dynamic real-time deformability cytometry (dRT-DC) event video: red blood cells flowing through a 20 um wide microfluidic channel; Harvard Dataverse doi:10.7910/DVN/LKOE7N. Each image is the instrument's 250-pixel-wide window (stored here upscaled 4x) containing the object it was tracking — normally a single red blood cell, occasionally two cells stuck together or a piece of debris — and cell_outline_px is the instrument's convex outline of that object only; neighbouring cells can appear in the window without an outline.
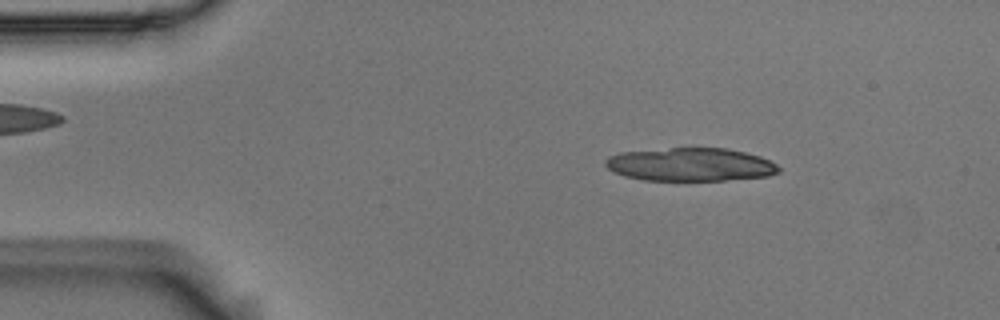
{"species": "Egyptian fruit bat (a non-hibernating species)", "species_latin": "Rousettus aegyptiacus", "temperature_condition": "room temperature", "stored_images_in_passage": 23, "camera_frame_rate_fps": 3000, "um_per_image_px": 0.085, "animal": {"sex": "male"}, "frame": {"image": 1, "passage_image": 7, "time_ms": 2.0, "image_size_px": [1000, 320], "cell_outline_px": [[780, 172], [768, 176], [724, 180], [644, 180], [624, 176], [612, 172], [604, 164], [604, 160], [608, 156], [620, 152], [672, 148], [728, 148], [760, 156], [776, 164], [780, 168]], "centroid_in_image_um": [58.66, 13.98], "position_along_channel_um": 26.3, "area_um2": 33.64}}